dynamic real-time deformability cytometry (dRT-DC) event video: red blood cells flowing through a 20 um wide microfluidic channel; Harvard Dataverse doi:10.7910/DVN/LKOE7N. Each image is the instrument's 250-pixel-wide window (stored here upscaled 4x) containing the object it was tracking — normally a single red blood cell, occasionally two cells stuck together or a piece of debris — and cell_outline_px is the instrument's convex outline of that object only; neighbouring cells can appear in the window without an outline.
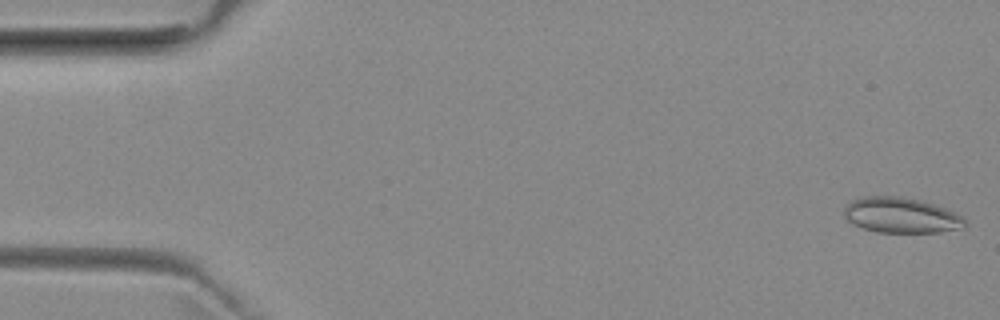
{"species": "common noctule bat (a hibernating species)", "species_latin": "Nyctalus noctula", "temperature_condition": "room temperature", "stored_images_in_passage": 51, "camera_frame_rate_fps": 3000, "um_per_image_px": 0.085, "animal": {"sex": "female", "body_mass_g": 29.2, "forearm_length_mm": 56.3}, "frame": {"image": 1, "passage_image": 1, "time_ms": 0.0, "image_size_px": [1000, 320], "cell_outline_px": [[964, 228], [940, 232], [876, 232], [852, 224], [844, 216], [844, 208], [852, 200], [864, 196], [900, 196], [920, 200], [944, 208], [960, 216], [964, 220]], "centroid_in_image_um": [76.55, 18.3], "position_along_channel_um": 8.5, "area_um2": 24.68}}
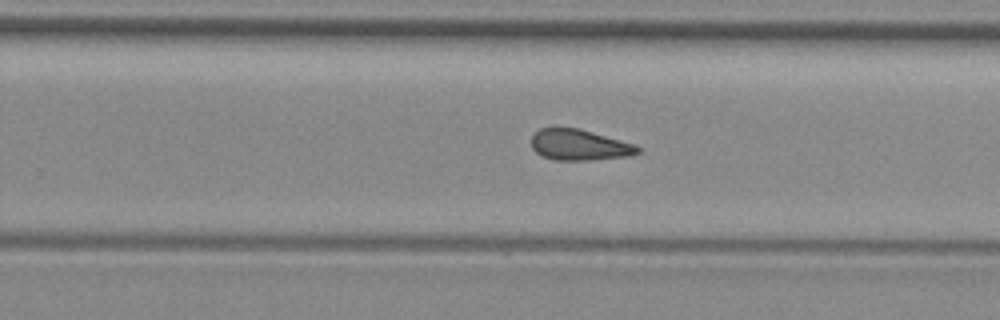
{"frame": {"image": 2, "passage_image": 32, "time_ms": 10.333, "image_size_px": [1000, 320], "cell_outline_px": [[640, 152], [632, 156], [588, 160], [552, 160], [536, 152], [532, 148], [532, 136], [540, 128], [580, 128], [636, 144], [640, 148]], "centroid_in_image_um": [49.29, 12.32], "position_along_channel_um": 280.5, "area_um2": 19.25}}
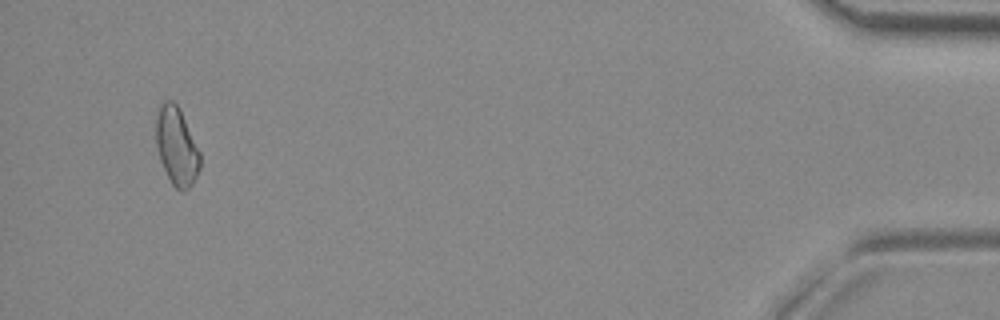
{"frame": {"image": 3, "passage_image": 49, "time_ms": 16.0, "image_size_px": [1000, 320], "cell_outline_px": [[200, 168], [192, 184], [188, 188], [176, 188], [172, 184], [160, 160], [156, 144], [156, 116], [160, 104], [164, 100], [172, 100], [176, 104], [200, 152]], "centroid_in_image_um": [14.99, 12.41], "position_along_channel_um": 420.2, "area_um2": 19.48}}